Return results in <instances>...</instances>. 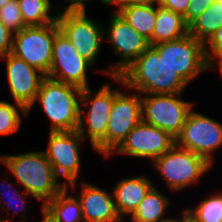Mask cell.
<instances>
[{"instance_id": "1", "label": "cell", "mask_w": 222, "mask_h": 222, "mask_svg": "<svg viewBox=\"0 0 222 222\" xmlns=\"http://www.w3.org/2000/svg\"><path fill=\"white\" fill-rule=\"evenodd\" d=\"M120 86L131 92L145 94H180L188 84L150 45L119 76H112Z\"/></svg>"}, {"instance_id": "2", "label": "cell", "mask_w": 222, "mask_h": 222, "mask_svg": "<svg viewBox=\"0 0 222 222\" xmlns=\"http://www.w3.org/2000/svg\"><path fill=\"white\" fill-rule=\"evenodd\" d=\"M0 162L8 168L16 178L18 186L32 195L44 206L49 200L60 193L66 185L58 181L54 168L43 150L21 154L0 155Z\"/></svg>"}, {"instance_id": "3", "label": "cell", "mask_w": 222, "mask_h": 222, "mask_svg": "<svg viewBox=\"0 0 222 222\" xmlns=\"http://www.w3.org/2000/svg\"><path fill=\"white\" fill-rule=\"evenodd\" d=\"M82 88L45 77L37 92L36 101L51 122L50 131H76L79 126Z\"/></svg>"}, {"instance_id": "4", "label": "cell", "mask_w": 222, "mask_h": 222, "mask_svg": "<svg viewBox=\"0 0 222 222\" xmlns=\"http://www.w3.org/2000/svg\"><path fill=\"white\" fill-rule=\"evenodd\" d=\"M152 163L173 192H179L198 182L213 167L203 157L176 144Z\"/></svg>"}, {"instance_id": "5", "label": "cell", "mask_w": 222, "mask_h": 222, "mask_svg": "<svg viewBox=\"0 0 222 222\" xmlns=\"http://www.w3.org/2000/svg\"><path fill=\"white\" fill-rule=\"evenodd\" d=\"M120 91V88L113 89L110 83L101 86L95 94H93L90 87L82 90L80 98V119L77 131L84 139H89L90 146L93 149L106 136L109 114L113 106L114 97ZM84 107L87 108V112H85L86 109H84ZM82 115L85 116L83 117Z\"/></svg>"}, {"instance_id": "6", "label": "cell", "mask_w": 222, "mask_h": 222, "mask_svg": "<svg viewBox=\"0 0 222 222\" xmlns=\"http://www.w3.org/2000/svg\"><path fill=\"white\" fill-rule=\"evenodd\" d=\"M142 120L141 94L122 90L114 97L105 138L94 148L105 158L121 145L127 134Z\"/></svg>"}, {"instance_id": "7", "label": "cell", "mask_w": 222, "mask_h": 222, "mask_svg": "<svg viewBox=\"0 0 222 222\" xmlns=\"http://www.w3.org/2000/svg\"><path fill=\"white\" fill-rule=\"evenodd\" d=\"M180 94L141 95L142 121L168 132L173 138L181 133L193 103Z\"/></svg>"}, {"instance_id": "8", "label": "cell", "mask_w": 222, "mask_h": 222, "mask_svg": "<svg viewBox=\"0 0 222 222\" xmlns=\"http://www.w3.org/2000/svg\"><path fill=\"white\" fill-rule=\"evenodd\" d=\"M152 46L188 85L205 70H209L204 43L189 34Z\"/></svg>"}, {"instance_id": "9", "label": "cell", "mask_w": 222, "mask_h": 222, "mask_svg": "<svg viewBox=\"0 0 222 222\" xmlns=\"http://www.w3.org/2000/svg\"><path fill=\"white\" fill-rule=\"evenodd\" d=\"M175 144L203 157L213 166L214 154L222 147V124L217 120L191 110Z\"/></svg>"}, {"instance_id": "10", "label": "cell", "mask_w": 222, "mask_h": 222, "mask_svg": "<svg viewBox=\"0 0 222 222\" xmlns=\"http://www.w3.org/2000/svg\"><path fill=\"white\" fill-rule=\"evenodd\" d=\"M56 22L59 31L71 42L78 54L93 65L104 41V26L86 15V11L60 12Z\"/></svg>"}, {"instance_id": "11", "label": "cell", "mask_w": 222, "mask_h": 222, "mask_svg": "<svg viewBox=\"0 0 222 222\" xmlns=\"http://www.w3.org/2000/svg\"><path fill=\"white\" fill-rule=\"evenodd\" d=\"M59 32L57 22L26 26L14 34L11 53L47 75L52 63L53 42Z\"/></svg>"}, {"instance_id": "12", "label": "cell", "mask_w": 222, "mask_h": 222, "mask_svg": "<svg viewBox=\"0 0 222 222\" xmlns=\"http://www.w3.org/2000/svg\"><path fill=\"white\" fill-rule=\"evenodd\" d=\"M84 137L76 131H49L46 158L56 175L64 178L67 188L76 189L81 171L80 145Z\"/></svg>"}, {"instance_id": "13", "label": "cell", "mask_w": 222, "mask_h": 222, "mask_svg": "<svg viewBox=\"0 0 222 222\" xmlns=\"http://www.w3.org/2000/svg\"><path fill=\"white\" fill-rule=\"evenodd\" d=\"M112 13L110 22L104 28V40L109 39L113 53L119 56L120 60L112 64L110 69L102 71L110 77L119 76L150 46L149 41L130 26L117 11Z\"/></svg>"}, {"instance_id": "14", "label": "cell", "mask_w": 222, "mask_h": 222, "mask_svg": "<svg viewBox=\"0 0 222 222\" xmlns=\"http://www.w3.org/2000/svg\"><path fill=\"white\" fill-rule=\"evenodd\" d=\"M94 66L80 56L71 42L59 32L54 39L51 68L47 77L82 89L89 87L87 71Z\"/></svg>"}, {"instance_id": "15", "label": "cell", "mask_w": 222, "mask_h": 222, "mask_svg": "<svg viewBox=\"0 0 222 222\" xmlns=\"http://www.w3.org/2000/svg\"><path fill=\"white\" fill-rule=\"evenodd\" d=\"M175 145V138L168 132L142 120L127 134L121 145L110 155L150 159L152 162Z\"/></svg>"}, {"instance_id": "16", "label": "cell", "mask_w": 222, "mask_h": 222, "mask_svg": "<svg viewBox=\"0 0 222 222\" xmlns=\"http://www.w3.org/2000/svg\"><path fill=\"white\" fill-rule=\"evenodd\" d=\"M1 59L6 62L7 89L12 100L28 109L34 103L46 75L11 52Z\"/></svg>"}, {"instance_id": "17", "label": "cell", "mask_w": 222, "mask_h": 222, "mask_svg": "<svg viewBox=\"0 0 222 222\" xmlns=\"http://www.w3.org/2000/svg\"><path fill=\"white\" fill-rule=\"evenodd\" d=\"M80 188L75 196L80 202L84 222H124L117 213L112 193L86 181L81 182Z\"/></svg>"}, {"instance_id": "18", "label": "cell", "mask_w": 222, "mask_h": 222, "mask_svg": "<svg viewBox=\"0 0 222 222\" xmlns=\"http://www.w3.org/2000/svg\"><path fill=\"white\" fill-rule=\"evenodd\" d=\"M154 183L145 175L124 178L113 187V198L118 215L123 221L137 209Z\"/></svg>"}, {"instance_id": "19", "label": "cell", "mask_w": 222, "mask_h": 222, "mask_svg": "<svg viewBox=\"0 0 222 222\" xmlns=\"http://www.w3.org/2000/svg\"><path fill=\"white\" fill-rule=\"evenodd\" d=\"M65 187L42 206L44 222H84L79 200Z\"/></svg>"}, {"instance_id": "20", "label": "cell", "mask_w": 222, "mask_h": 222, "mask_svg": "<svg viewBox=\"0 0 222 222\" xmlns=\"http://www.w3.org/2000/svg\"><path fill=\"white\" fill-rule=\"evenodd\" d=\"M188 34L184 16L162 8L157 3V18L150 45L179 39Z\"/></svg>"}, {"instance_id": "21", "label": "cell", "mask_w": 222, "mask_h": 222, "mask_svg": "<svg viewBox=\"0 0 222 222\" xmlns=\"http://www.w3.org/2000/svg\"><path fill=\"white\" fill-rule=\"evenodd\" d=\"M156 187L154 184L129 217L131 222H163L171 218L165 216V211L170 205V199Z\"/></svg>"}, {"instance_id": "22", "label": "cell", "mask_w": 222, "mask_h": 222, "mask_svg": "<svg viewBox=\"0 0 222 222\" xmlns=\"http://www.w3.org/2000/svg\"><path fill=\"white\" fill-rule=\"evenodd\" d=\"M117 12L148 41L152 39L157 18V3L121 7Z\"/></svg>"}, {"instance_id": "23", "label": "cell", "mask_w": 222, "mask_h": 222, "mask_svg": "<svg viewBox=\"0 0 222 222\" xmlns=\"http://www.w3.org/2000/svg\"><path fill=\"white\" fill-rule=\"evenodd\" d=\"M221 26L222 1L215 0L188 26V34L205 44Z\"/></svg>"}, {"instance_id": "24", "label": "cell", "mask_w": 222, "mask_h": 222, "mask_svg": "<svg viewBox=\"0 0 222 222\" xmlns=\"http://www.w3.org/2000/svg\"><path fill=\"white\" fill-rule=\"evenodd\" d=\"M24 23L27 26H42L56 22L58 7L50 0H17ZM53 6V7H52ZM56 8V9H55ZM54 10V14L51 15Z\"/></svg>"}, {"instance_id": "25", "label": "cell", "mask_w": 222, "mask_h": 222, "mask_svg": "<svg viewBox=\"0 0 222 222\" xmlns=\"http://www.w3.org/2000/svg\"><path fill=\"white\" fill-rule=\"evenodd\" d=\"M185 211L196 222H222V190L209 195L195 207Z\"/></svg>"}, {"instance_id": "26", "label": "cell", "mask_w": 222, "mask_h": 222, "mask_svg": "<svg viewBox=\"0 0 222 222\" xmlns=\"http://www.w3.org/2000/svg\"><path fill=\"white\" fill-rule=\"evenodd\" d=\"M27 115V109L20 103L0 100V135H10L19 131L22 115Z\"/></svg>"}, {"instance_id": "27", "label": "cell", "mask_w": 222, "mask_h": 222, "mask_svg": "<svg viewBox=\"0 0 222 222\" xmlns=\"http://www.w3.org/2000/svg\"><path fill=\"white\" fill-rule=\"evenodd\" d=\"M5 182H8V183H6V186H3V189L4 188H6V187H8V188H11L12 190H13V186H14V184L13 183H11V182H9V181H7V180H4ZM13 184V185H12ZM2 185H4V183H1L0 182V187L2 186ZM11 189L9 190L10 192H11V194L10 195H8L7 196V194H6V192L5 191H1L2 190V188H0V198H2L1 199V201H0V205L2 204V202H4L1 206H3V209H4V211L6 210H11V211H14L15 209H17V208H19V204H21V208L19 209V210H21L20 211V213H22V215L19 217L21 220L23 219V221L25 220V218H26V213H27V201L25 200V198L24 197H26V196H30V197H32V195L31 194H29V193H27V192H25L24 190H21V191H23L22 193H20L19 192V190H16V191H11ZM7 191V190H6ZM16 200V202H18L17 203V205H19V206H17L16 208L14 207L15 205H14V201ZM5 207V208H4ZM15 208V209H14ZM2 209V207L0 208V213H1V210H3ZM16 211V210H15ZM14 211V212H15Z\"/></svg>"}, {"instance_id": "28", "label": "cell", "mask_w": 222, "mask_h": 222, "mask_svg": "<svg viewBox=\"0 0 222 222\" xmlns=\"http://www.w3.org/2000/svg\"><path fill=\"white\" fill-rule=\"evenodd\" d=\"M0 21L14 34L27 26L17 0H11L0 8Z\"/></svg>"}, {"instance_id": "29", "label": "cell", "mask_w": 222, "mask_h": 222, "mask_svg": "<svg viewBox=\"0 0 222 222\" xmlns=\"http://www.w3.org/2000/svg\"><path fill=\"white\" fill-rule=\"evenodd\" d=\"M207 62L214 57L222 56V26L204 44Z\"/></svg>"}, {"instance_id": "30", "label": "cell", "mask_w": 222, "mask_h": 222, "mask_svg": "<svg viewBox=\"0 0 222 222\" xmlns=\"http://www.w3.org/2000/svg\"><path fill=\"white\" fill-rule=\"evenodd\" d=\"M187 12L183 15L189 26L197 17L200 16L215 0H189Z\"/></svg>"}, {"instance_id": "31", "label": "cell", "mask_w": 222, "mask_h": 222, "mask_svg": "<svg viewBox=\"0 0 222 222\" xmlns=\"http://www.w3.org/2000/svg\"><path fill=\"white\" fill-rule=\"evenodd\" d=\"M14 33L0 21V58L12 51Z\"/></svg>"}, {"instance_id": "32", "label": "cell", "mask_w": 222, "mask_h": 222, "mask_svg": "<svg viewBox=\"0 0 222 222\" xmlns=\"http://www.w3.org/2000/svg\"><path fill=\"white\" fill-rule=\"evenodd\" d=\"M189 0H159L158 5L164 9L184 15L187 12Z\"/></svg>"}, {"instance_id": "33", "label": "cell", "mask_w": 222, "mask_h": 222, "mask_svg": "<svg viewBox=\"0 0 222 222\" xmlns=\"http://www.w3.org/2000/svg\"><path fill=\"white\" fill-rule=\"evenodd\" d=\"M65 1L67 4L66 6H61L59 8L61 13L62 12H79V11H86V6H85V2L87 3L88 1H93V0H63ZM69 2V3H68Z\"/></svg>"}, {"instance_id": "34", "label": "cell", "mask_w": 222, "mask_h": 222, "mask_svg": "<svg viewBox=\"0 0 222 222\" xmlns=\"http://www.w3.org/2000/svg\"><path fill=\"white\" fill-rule=\"evenodd\" d=\"M159 0H112L110 5H116V10L117 11L121 7H127L130 5H148V4H155L158 3Z\"/></svg>"}, {"instance_id": "35", "label": "cell", "mask_w": 222, "mask_h": 222, "mask_svg": "<svg viewBox=\"0 0 222 222\" xmlns=\"http://www.w3.org/2000/svg\"><path fill=\"white\" fill-rule=\"evenodd\" d=\"M216 63V64H215ZM217 67L219 69L221 77H222V56L214 57L208 62V69H213L214 67Z\"/></svg>"}, {"instance_id": "36", "label": "cell", "mask_w": 222, "mask_h": 222, "mask_svg": "<svg viewBox=\"0 0 222 222\" xmlns=\"http://www.w3.org/2000/svg\"><path fill=\"white\" fill-rule=\"evenodd\" d=\"M182 222H196L194 219H192L187 212L184 210L182 213Z\"/></svg>"}, {"instance_id": "37", "label": "cell", "mask_w": 222, "mask_h": 222, "mask_svg": "<svg viewBox=\"0 0 222 222\" xmlns=\"http://www.w3.org/2000/svg\"><path fill=\"white\" fill-rule=\"evenodd\" d=\"M163 222H182V216H181V219H180V217L177 219V218H170V219H168V220H166V221H163Z\"/></svg>"}, {"instance_id": "38", "label": "cell", "mask_w": 222, "mask_h": 222, "mask_svg": "<svg viewBox=\"0 0 222 222\" xmlns=\"http://www.w3.org/2000/svg\"><path fill=\"white\" fill-rule=\"evenodd\" d=\"M100 2H102L104 5L110 6V3L112 2V0H98Z\"/></svg>"}, {"instance_id": "39", "label": "cell", "mask_w": 222, "mask_h": 222, "mask_svg": "<svg viewBox=\"0 0 222 222\" xmlns=\"http://www.w3.org/2000/svg\"><path fill=\"white\" fill-rule=\"evenodd\" d=\"M12 218H11V220H10V218L8 217V218H0V222H12ZM41 222H42V220H41Z\"/></svg>"}, {"instance_id": "40", "label": "cell", "mask_w": 222, "mask_h": 222, "mask_svg": "<svg viewBox=\"0 0 222 222\" xmlns=\"http://www.w3.org/2000/svg\"><path fill=\"white\" fill-rule=\"evenodd\" d=\"M11 0H0V8Z\"/></svg>"}]
</instances>
